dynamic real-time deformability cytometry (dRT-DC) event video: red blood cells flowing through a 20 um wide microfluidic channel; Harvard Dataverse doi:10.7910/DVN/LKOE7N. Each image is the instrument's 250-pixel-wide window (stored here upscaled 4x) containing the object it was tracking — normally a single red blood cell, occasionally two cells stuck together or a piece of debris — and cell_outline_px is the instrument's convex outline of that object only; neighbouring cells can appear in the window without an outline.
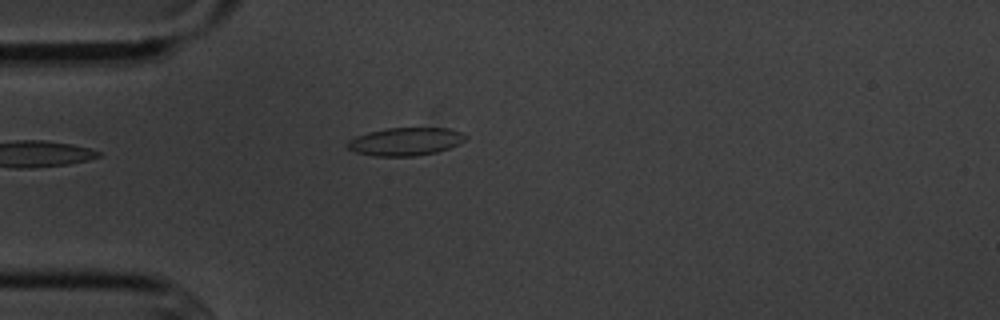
{"species": "common noctule bat (a hibernating species)", "species_latin": "Nyctalus noctula", "temperature_condition": "cold", "stored_images_in_passage": 5, "camera_frame_rate_fps": 3000, "um_per_image_px": 0.085, "animal": {"sex": "male", "body_mass_g": 20.1, "forearm_length_mm": 53.5}, "frame": {"image": 1, "passage_image": 5, "time_ms": 4.667, "image_size_px": [1000, 320], "cell_outline_px": [[468, 136], [460, 144], [436, 152], [416, 156], [372, 156], [356, 152], [348, 148], [344, 144], [348, 140], [356, 136], [368, 132], [388, 128], [448, 128], [460, 132]], "centroid_in_image_um": [34.44, 12.03], "position_along_channel_um": 50.6, "area_um2": 19.31}}